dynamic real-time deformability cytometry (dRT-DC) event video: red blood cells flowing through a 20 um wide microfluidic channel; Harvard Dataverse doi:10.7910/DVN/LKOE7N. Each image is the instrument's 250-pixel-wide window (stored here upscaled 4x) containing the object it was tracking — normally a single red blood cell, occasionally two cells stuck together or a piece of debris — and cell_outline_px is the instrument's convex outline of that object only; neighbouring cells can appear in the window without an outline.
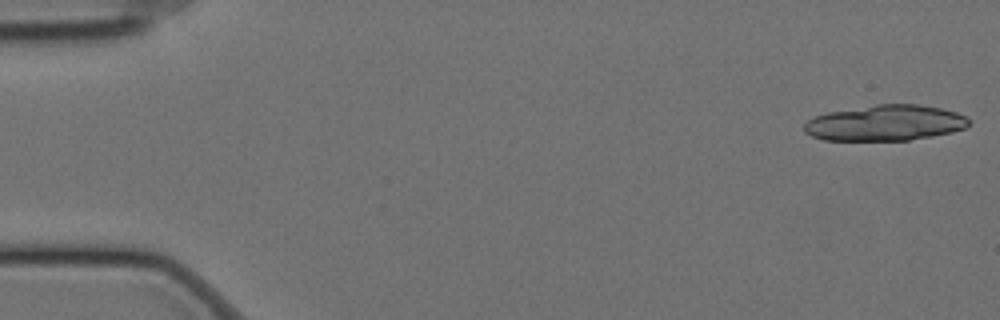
{"species": "Egyptian fruit bat (a non-hibernating species)", "species_latin": "Rousettus aegyptiacus", "temperature_condition": "cold", "stored_images_in_passage": 43, "camera_frame_rate_fps": 3000, "um_per_image_px": 0.085, "animal": {"sex": "female"}, "frame": {"image": 1, "passage_image": 1, "time_ms": 0.0, "image_size_px": [1000, 320], "cell_outline_px": [[972, 120], [964, 128], [952, 132], [908, 140], [824, 140], [812, 136], [804, 132], [804, 124], [812, 116], [828, 112], [876, 104], [920, 104], [940, 108], [956, 112]], "centroid_in_image_um": [75.22, 10.44], "position_along_channel_um": 9.8, "area_um2": 34.28}}